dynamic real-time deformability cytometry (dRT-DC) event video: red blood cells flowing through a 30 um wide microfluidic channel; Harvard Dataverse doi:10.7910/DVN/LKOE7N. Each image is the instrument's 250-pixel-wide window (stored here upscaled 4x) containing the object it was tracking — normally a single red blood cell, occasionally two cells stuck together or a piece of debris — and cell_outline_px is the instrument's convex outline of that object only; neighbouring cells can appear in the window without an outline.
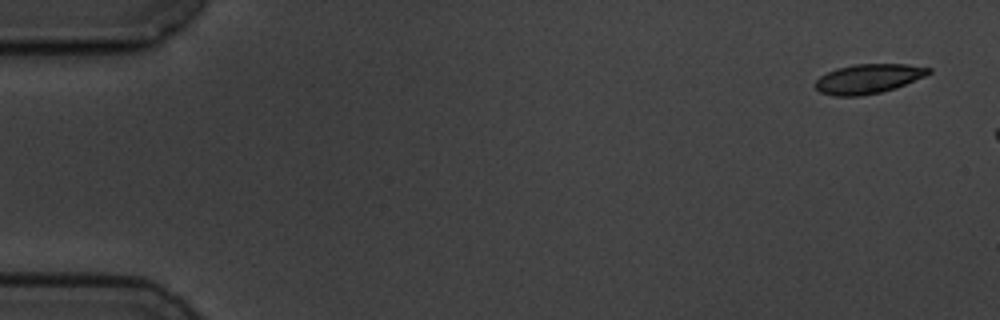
{"species": "common noctule bat (a hibernating species)", "species_latin": "Nyctalus noctula", "temperature_condition": "cold", "stored_images_in_passage": 2, "camera_frame_rate_fps": 3000, "um_per_image_px": 0.085, "animal": {"sex": "male", "body_mass_g": 19.5, "forearm_length_mm": 54.6}, "frame": {"image": 1, "passage_image": 1, "time_ms": 0.0, "image_size_px": [1000, 320], "cell_outline_px": [[932, 72], [924, 76], [896, 88], [880, 92], [860, 96], [836, 96], [820, 92], [812, 84], [820, 76], [836, 68], [856, 64], [908, 64], [932, 68]], "centroid_in_image_um": [73.79, 6.69], "position_along_channel_um": 11.2, "area_um2": 19.48}}